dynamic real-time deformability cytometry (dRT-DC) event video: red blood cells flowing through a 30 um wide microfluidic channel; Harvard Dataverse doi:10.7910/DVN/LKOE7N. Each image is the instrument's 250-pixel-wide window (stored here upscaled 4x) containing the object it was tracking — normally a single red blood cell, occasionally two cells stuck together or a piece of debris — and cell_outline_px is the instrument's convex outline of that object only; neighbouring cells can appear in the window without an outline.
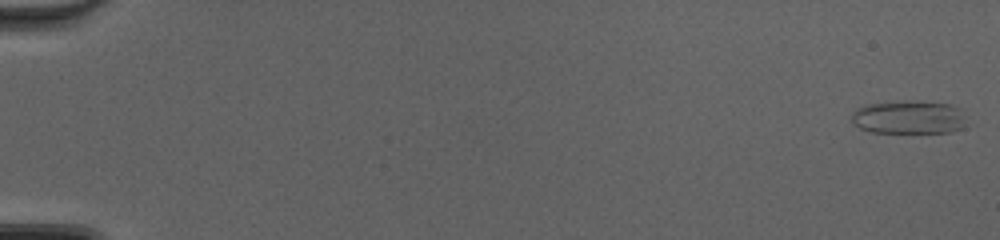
{"species": "common noctule bat (a hibernating species)", "species_latin": "Nyctalus noctula", "temperature_condition": "cold", "stored_images_in_passage": 50, "camera_frame_rate_fps": 3000, "um_per_image_px": 0.085, "animal": {"sex": "female", "body_mass_g": 20.0, "forearm_length_mm": 54.0}, "frame": {"image": 1, "passage_image": 1, "time_ms": 0.0, "image_size_px": [1000, 240], "cell_outline_px": [[964, 128], [952, 132], [872, 132], [860, 128], [852, 124], [852, 112], [856, 108], [864, 104], [904, 100], [948, 104], [960, 108], [964, 116]], "centroid_in_image_um": [77.21, 9.96], "position_along_channel_um": 7.8, "area_um2": 22.48}}
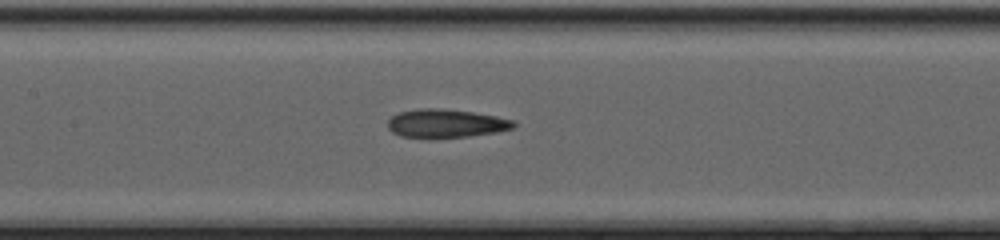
{"frame": {"image": 2, "passage_image": 26, "time_ms": 8.333, "image_size_px": [1000, 240], "cell_outline_px": [[516, 124], [512, 128], [496, 132], [468, 136], [400, 136], [392, 132], [388, 128], [388, 120], [392, 116], [400, 112], [420, 108], [444, 108], [472, 112], [496, 116], [516, 120]], "centroid_in_image_um": [37.93, 10.46], "position_along_channel_um": 169.5, "area_um2": 20.4}}
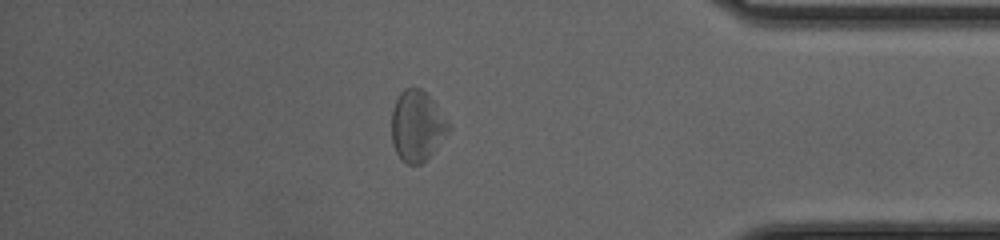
{"frame": {"image": 3, "passage_image": 44, "time_ms": 14.333, "image_size_px": [1000, 240], "cell_outline_px": [[452, 128], [432, 152], [420, 164], [408, 164], [396, 152], [392, 144], [392, 108], [400, 92], [404, 88], [420, 88], [436, 104], [452, 124]], "centroid_in_image_um": [35.46, 10.68], "position_along_channel_um": 399.7, "area_um2": 23.29}, "authors_computed_cell_mechanics": {"area_um2": 21.6172, "velocity_mm_per_s": 4.2777, "shape_relaxation_time_tau1_ms": 7.0804, "shape_relaxation_time_tau2_ms": 3.6914, "deformation_change_tau1": 0.1861, "deformation_change_tau2": 0.1542}}